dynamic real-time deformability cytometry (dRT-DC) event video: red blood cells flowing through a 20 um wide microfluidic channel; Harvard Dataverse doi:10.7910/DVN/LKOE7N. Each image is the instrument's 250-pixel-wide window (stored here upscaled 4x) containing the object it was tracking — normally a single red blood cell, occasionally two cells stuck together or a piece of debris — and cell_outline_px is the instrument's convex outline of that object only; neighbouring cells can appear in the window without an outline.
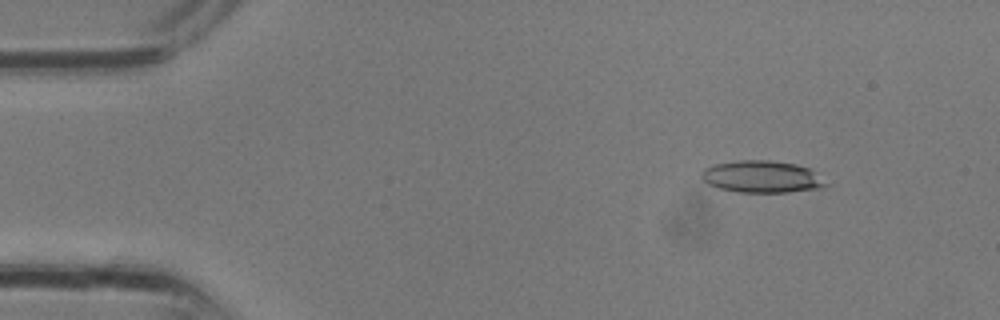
{"species": "common noctule bat (a hibernating species)", "species_latin": "Nyctalus noctula", "temperature_condition": "room temperature", "stored_images_in_passage": 32, "camera_frame_rate_fps": 3000, "um_per_image_px": 0.085, "animal": {"sex": "male", "body_mass_g": 13.3}, "frame": {"image": 1, "passage_image": 4, "time_ms": 1.0, "image_size_px": [1000, 320], "cell_outline_px": [[828, 184], [824, 188], [788, 192], [736, 192], [720, 188], [708, 184], [700, 176], [700, 172], [704, 168], [716, 164], [736, 160], [768, 160], [796, 164], [808, 168]], "centroid_in_image_um": [64.73, 15.02], "position_along_channel_um": 20.3, "area_um2": 23.12}}
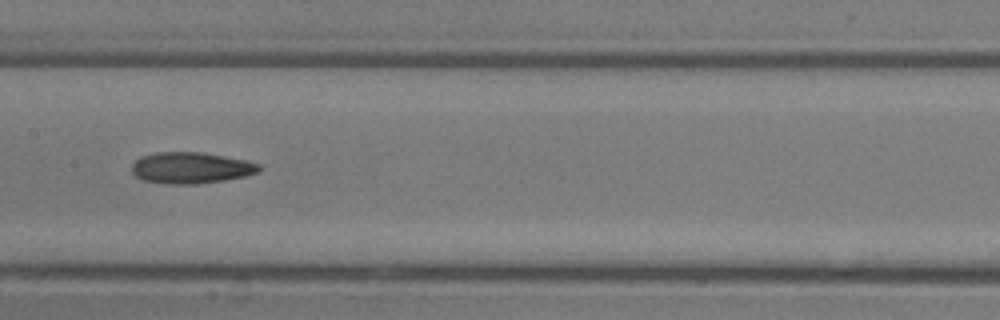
{"frame": {"image": 2, "passage_image": 16, "time_ms": 5.0, "image_size_px": [1000, 320], "cell_outline_px": [[260, 172], [244, 176], [224, 180], [196, 184], [168, 184], [144, 180], [136, 176], [132, 172], [132, 164], [140, 156], [156, 152], [200, 152], [244, 160], [260, 164]], "centroid_in_image_um": [16.21, 14.26], "position_along_channel_um": 191.2, "area_um2": 23.06}}
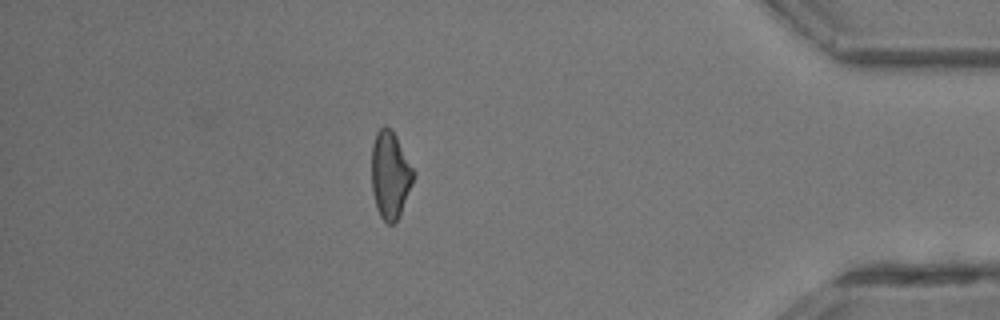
{"frame": {"image": 3, "passage_image": 28, "time_ms": 9.0, "image_size_px": [1000, 320], "cell_outline_px": [[416, 172], [412, 184], [400, 216], [392, 224], [388, 224], [380, 216], [376, 208], [372, 192], [372, 144], [376, 132], [384, 124], [392, 128]], "centroid_in_image_um": [33.17, 14.84], "position_along_channel_um": 402.0, "area_um2": 21.62}}